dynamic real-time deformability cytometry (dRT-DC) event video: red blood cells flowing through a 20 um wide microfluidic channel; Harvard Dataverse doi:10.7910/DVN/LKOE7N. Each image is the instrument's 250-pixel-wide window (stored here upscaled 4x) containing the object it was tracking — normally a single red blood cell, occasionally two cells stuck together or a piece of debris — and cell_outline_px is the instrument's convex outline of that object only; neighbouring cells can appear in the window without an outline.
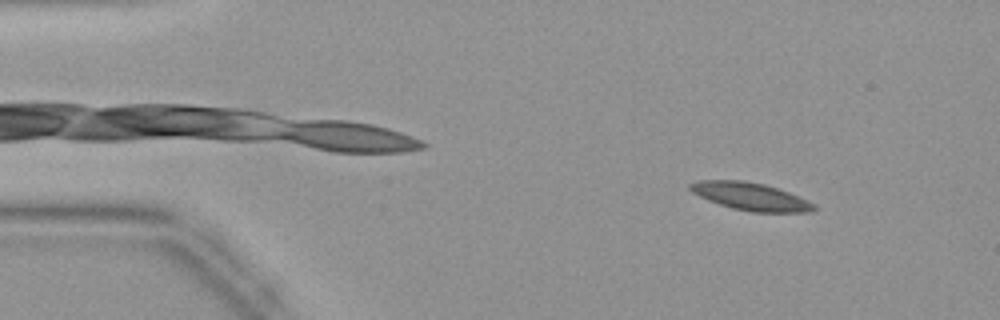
{"species": "common noctule bat (a hibernating species)", "species_latin": "Nyctalus noctula", "temperature_condition": "warm", "stored_images_in_passage": 44, "camera_frame_rate_fps": 3000, "um_per_image_px": 0.085, "animal": {"sex": "female", "body_mass_g": 19.9}, "frame": {"image": 1, "passage_image": 5, "time_ms": 1.333, "image_size_px": [1000, 320], "cell_outline_px": [[816, 208], [812, 212], [752, 212], [732, 208], [708, 200], [692, 192], [688, 188], [688, 184], [696, 180], [744, 180], [764, 184], [788, 192], [816, 204]], "centroid_in_image_um": [63.78, 16.69], "position_along_channel_um": 21.2, "area_um2": 19.94}}
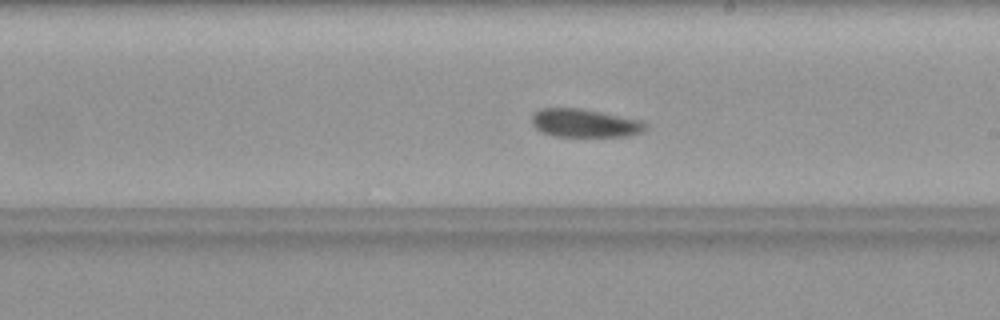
{"frame": {"image": 2, "passage_image": 25, "time_ms": 8.0, "image_size_px": [1000, 320], "cell_outline_px": [[648, 128], [640, 132], [628, 136], [556, 136], [544, 132], [536, 128], [532, 124], [532, 112], [540, 108], [580, 108], [640, 120], [648, 124]], "centroid_in_image_um": [49.69, 10.45], "position_along_channel_um": 239.3, "area_um2": 18.61}}
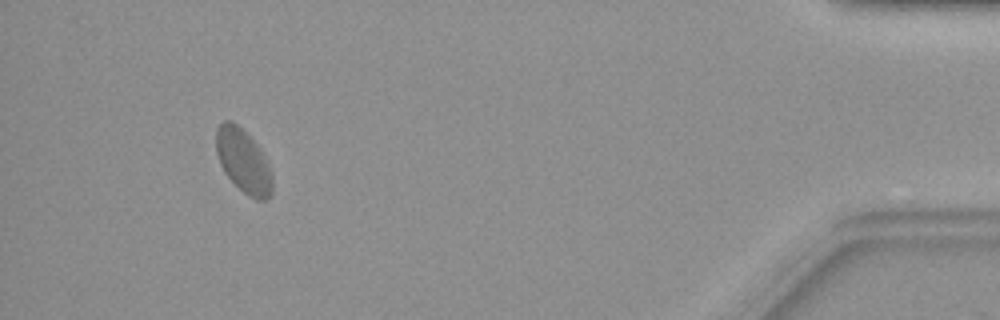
{"frame": {"image": 3, "passage_image": 41, "time_ms": 13.333, "image_size_px": [1000, 320], "cell_outline_px": [[272, 192], [268, 200], [256, 200], [248, 196], [224, 172], [220, 164], [216, 152], [216, 128], [224, 120], [232, 120], [256, 144], [264, 156], [272, 172]], "centroid_in_image_um": [20.68, 13.7], "position_along_channel_um": 414.5, "area_um2": 20.63}}